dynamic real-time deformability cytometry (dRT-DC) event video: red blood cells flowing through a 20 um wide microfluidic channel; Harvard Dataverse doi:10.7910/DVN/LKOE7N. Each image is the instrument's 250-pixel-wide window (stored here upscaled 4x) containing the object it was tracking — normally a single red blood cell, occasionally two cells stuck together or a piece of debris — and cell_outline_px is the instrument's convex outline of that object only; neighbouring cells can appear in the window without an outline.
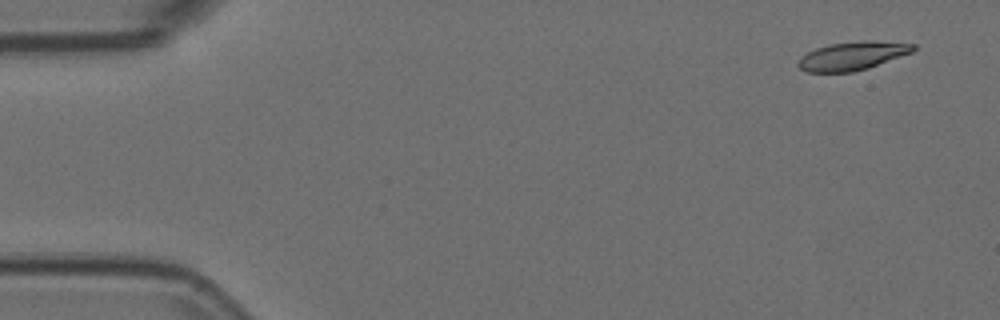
{"species": "Egyptian fruit bat (a non-hibernating species)", "species_latin": "Rousettus aegyptiacus", "temperature_condition": "room temperature", "stored_images_in_passage": 5, "segment_of_instrument_passage": [1, 2], "camera_frame_rate_fps": 3000, "um_per_image_px": 0.085, "animal": {"sex": "female"}, "frame": {"image": 1, "passage_image": 1, "time_ms": 0.0, "image_size_px": [1000, 320], "cell_outline_px": [[916, 48], [912, 52], [868, 68], [852, 72], [808, 72], [800, 68], [796, 64], [808, 52], [816, 48], [828, 44], [864, 40], [872, 40], [916, 44]], "centroid_in_image_um": [72.48, 4.74], "position_along_channel_um": 12.5, "area_um2": 18.96}}
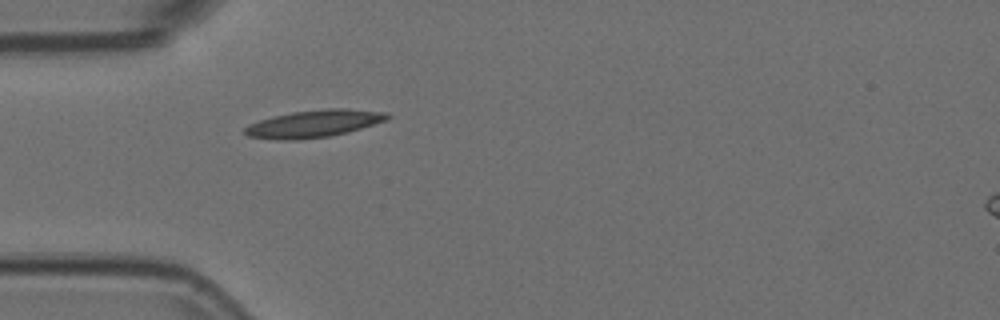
{"frame": {"image": 2, "passage_image": 4, "time_ms": 1.0, "image_size_px": [1000, 320], "cell_outline_px": [[392, 116], [388, 120], [360, 128], [328, 136], [296, 140], [276, 140], [248, 136], [244, 132], [244, 128], [248, 124], [272, 116], [292, 112], [328, 108], [344, 108], [388, 112]], "centroid_in_image_um": [26.68, 10.5], "position_along_channel_um": 58.3, "area_um2": 22.66}}